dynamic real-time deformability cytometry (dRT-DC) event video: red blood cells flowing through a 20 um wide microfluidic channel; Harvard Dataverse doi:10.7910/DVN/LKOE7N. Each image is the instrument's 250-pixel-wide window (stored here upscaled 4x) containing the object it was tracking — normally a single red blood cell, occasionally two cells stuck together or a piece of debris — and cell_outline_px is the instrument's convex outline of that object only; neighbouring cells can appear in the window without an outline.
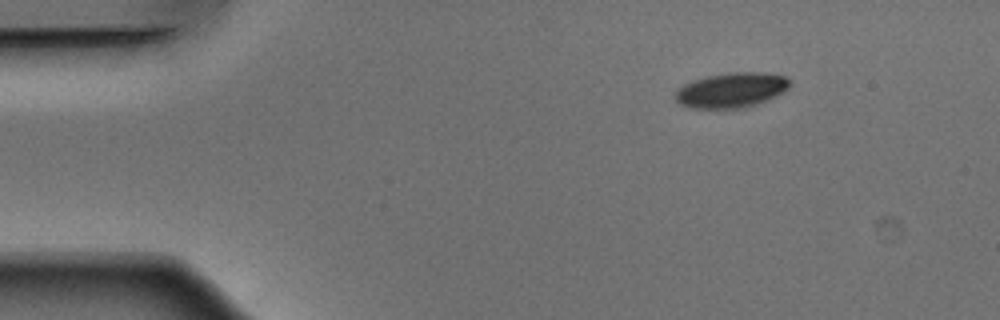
{"species": "Egyptian fruit bat (a non-hibernating species)", "species_latin": "Rousettus aegyptiacus", "temperature_condition": "warm", "stored_images_in_passage": 46, "camera_frame_rate_fps": 3000, "um_per_image_px": 0.085, "animal": {"sex": "male"}, "frame": {"image": 1, "passage_image": 1, "time_ms": 0.0, "image_size_px": [1000, 320], "cell_outline_px": [[792, 84], [784, 92], [756, 104], [744, 108], [688, 108], [680, 104], [676, 100], [676, 88], [692, 80], [708, 76], [732, 72], [764, 72], [784, 76], [792, 80]], "centroid_in_image_um": [62.18, 7.65], "position_along_channel_um": 22.8, "area_um2": 23.47}}
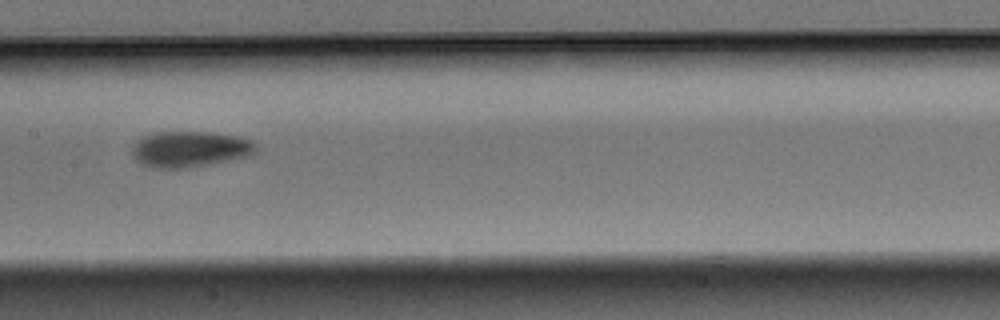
{"frame": {"image": 2, "passage_image": 20, "time_ms": 6.333, "image_size_px": [1000, 320], "cell_outline_px": [[256, 152], [252, 156], [188, 168], [156, 168], [144, 164], [136, 160], [132, 156], [132, 148], [136, 140], [152, 132], [208, 132], [240, 136], [252, 140], [256, 144]], "centroid_in_image_um": [16.17, 12.67], "position_along_channel_um": 191.2, "area_um2": 26.18}}
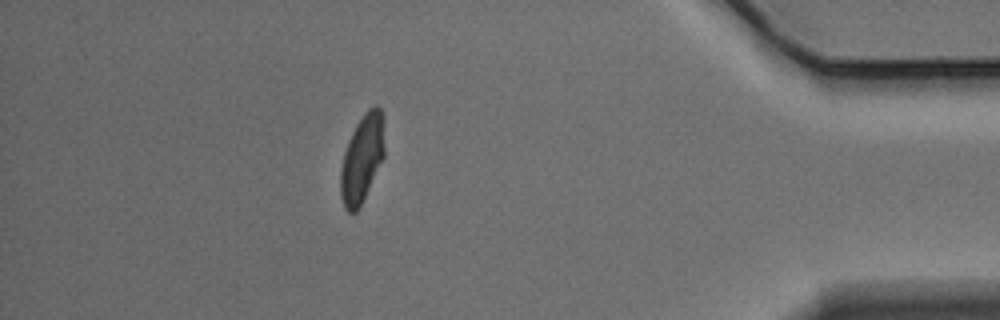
{"frame": {"image": 3, "passage_image": 40, "time_ms": 13.0, "image_size_px": [1000, 320], "cell_outline_px": [[384, 156], [360, 208], [356, 212], [348, 212], [344, 208], [340, 196], [340, 168], [344, 152], [348, 140], [356, 124], [364, 112], [368, 108], [376, 104], [380, 108], [384, 148]], "centroid_in_image_um": [30.74, 13.53], "position_along_channel_um": 404.5, "area_um2": 22.43}, "authors_computed_cell_mechanics": {"area_um2": 24.1315, "velocity_mm_per_s": 3.8765, "shape_relaxation_time_tau1_ms": 3.1274, "shape_relaxation_time_tau2_ms": 1.8535, "deformation_change_tau1": 0.1512, "deformation_change_tau2": 0.0602}}